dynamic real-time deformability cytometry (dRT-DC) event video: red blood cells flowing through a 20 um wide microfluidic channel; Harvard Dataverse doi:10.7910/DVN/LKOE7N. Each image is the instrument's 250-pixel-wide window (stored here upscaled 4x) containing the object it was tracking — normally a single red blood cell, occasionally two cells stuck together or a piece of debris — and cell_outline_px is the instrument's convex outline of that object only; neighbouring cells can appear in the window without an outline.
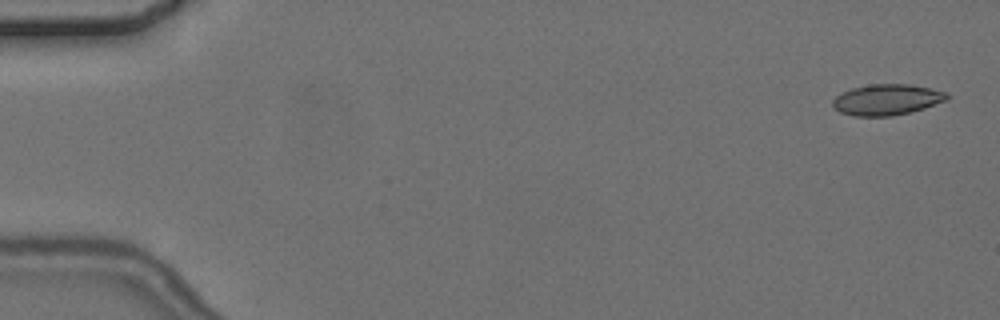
{"species": "common noctule bat (a hibernating species)", "species_latin": "Nyctalus noctula", "temperature_condition": "cold", "stored_images_in_passage": 5, "camera_frame_rate_fps": 3000, "um_per_image_px": 0.085, "animal": {"sex": "female", "body_mass_g": 24.6, "forearm_length_mm": 56.2}, "frame": {"image": 1, "passage_image": 1, "time_ms": 0.0, "image_size_px": [1000, 320], "cell_outline_px": [[952, 96], [948, 100], [924, 108], [892, 116], [852, 116], [840, 112], [832, 104], [832, 100], [840, 92], [852, 88], [868, 84], [908, 84], [948, 92]], "centroid_in_image_um": [75.39, 8.46], "position_along_channel_um": 9.6, "area_um2": 20.69}}